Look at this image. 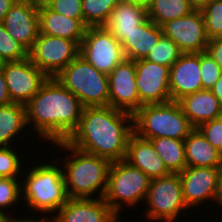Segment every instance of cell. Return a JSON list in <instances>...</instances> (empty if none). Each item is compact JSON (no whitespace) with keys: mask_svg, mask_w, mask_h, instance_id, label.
<instances>
[{"mask_svg":"<svg viewBox=\"0 0 222 222\" xmlns=\"http://www.w3.org/2000/svg\"><path fill=\"white\" fill-rule=\"evenodd\" d=\"M125 160L132 166L139 168L150 179L164 177L170 174L151 141L138 136L134 132L128 141Z\"/></svg>","mask_w":222,"mask_h":222,"instance_id":"19","label":"cell"},{"mask_svg":"<svg viewBox=\"0 0 222 222\" xmlns=\"http://www.w3.org/2000/svg\"><path fill=\"white\" fill-rule=\"evenodd\" d=\"M63 151L71 154L61 163L64 183L69 198H104L108 184L111 161L92 155L70 145L67 141L55 142ZM70 157V158H69ZM65 168V169H64ZM99 191V192H98ZM98 192V193H97Z\"/></svg>","mask_w":222,"mask_h":222,"instance_id":"3","label":"cell"},{"mask_svg":"<svg viewBox=\"0 0 222 222\" xmlns=\"http://www.w3.org/2000/svg\"><path fill=\"white\" fill-rule=\"evenodd\" d=\"M178 46L167 36L163 35L157 41L156 46L148 54L145 60L158 65L171 67L181 56Z\"/></svg>","mask_w":222,"mask_h":222,"instance_id":"29","label":"cell"},{"mask_svg":"<svg viewBox=\"0 0 222 222\" xmlns=\"http://www.w3.org/2000/svg\"><path fill=\"white\" fill-rule=\"evenodd\" d=\"M221 168L186 167L179 173L183 200L188 209L210 200L214 202Z\"/></svg>","mask_w":222,"mask_h":222,"instance_id":"15","label":"cell"},{"mask_svg":"<svg viewBox=\"0 0 222 222\" xmlns=\"http://www.w3.org/2000/svg\"><path fill=\"white\" fill-rule=\"evenodd\" d=\"M135 81V61L125 58L108 75L109 106L133 115L142 106Z\"/></svg>","mask_w":222,"mask_h":222,"instance_id":"14","label":"cell"},{"mask_svg":"<svg viewBox=\"0 0 222 222\" xmlns=\"http://www.w3.org/2000/svg\"><path fill=\"white\" fill-rule=\"evenodd\" d=\"M134 133L144 139L184 140L195 128L176 101L142 105L133 114Z\"/></svg>","mask_w":222,"mask_h":222,"instance_id":"5","label":"cell"},{"mask_svg":"<svg viewBox=\"0 0 222 222\" xmlns=\"http://www.w3.org/2000/svg\"><path fill=\"white\" fill-rule=\"evenodd\" d=\"M12 103L8 87L5 81L4 73L0 70V105H6Z\"/></svg>","mask_w":222,"mask_h":222,"instance_id":"38","label":"cell"},{"mask_svg":"<svg viewBox=\"0 0 222 222\" xmlns=\"http://www.w3.org/2000/svg\"><path fill=\"white\" fill-rule=\"evenodd\" d=\"M27 127L26 106L20 103L0 105V146H10Z\"/></svg>","mask_w":222,"mask_h":222,"instance_id":"25","label":"cell"},{"mask_svg":"<svg viewBox=\"0 0 222 222\" xmlns=\"http://www.w3.org/2000/svg\"><path fill=\"white\" fill-rule=\"evenodd\" d=\"M187 167L222 168V153L195 128L185 139Z\"/></svg>","mask_w":222,"mask_h":222,"instance_id":"24","label":"cell"},{"mask_svg":"<svg viewBox=\"0 0 222 222\" xmlns=\"http://www.w3.org/2000/svg\"><path fill=\"white\" fill-rule=\"evenodd\" d=\"M147 18L145 8L120 0L104 27L121 43Z\"/></svg>","mask_w":222,"mask_h":222,"instance_id":"22","label":"cell"},{"mask_svg":"<svg viewBox=\"0 0 222 222\" xmlns=\"http://www.w3.org/2000/svg\"><path fill=\"white\" fill-rule=\"evenodd\" d=\"M150 183L145 173L125 159L114 161L109 169L104 200L119 216L122 206L136 207L146 199Z\"/></svg>","mask_w":222,"mask_h":222,"instance_id":"7","label":"cell"},{"mask_svg":"<svg viewBox=\"0 0 222 222\" xmlns=\"http://www.w3.org/2000/svg\"><path fill=\"white\" fill-rule=\"evenodd\" d=\"M48 217L46 216V217H44V215H42L40 218H38V219H34V217L33 218H30V217H28V218H26V216H25V218L23 219V218H18V216L17 217H15V219H14V221L13 222H54V220H53V217H52V215H51V220H50V218H48ZM47 219V220H46Z\"/></svg>","mask_w":222,"mask_h":222,"instance_id":"41","label":"cell"},{"mask_svg":"<svg viewBox=\"0 0 222 222\" xmlns=\"http://www.w3.org/2000/svg\"><path fill=\"white\" fill-rule=\"evenodd\" d=\"M79 53L75 41L39 34L28 57L47 77H56Z\"/></svg>","mask_w":222,"mask_h":222,"instance_id":"10","label":"cell"},{"mask_svg":"<svg viewBox=\"0 0 222 222\" xmlns=\"http://www.w3.org/2000/svg\"><path fill=\"white\" fill-rule=\"evenodd\" d=\"M37 9L42 7H49L55 0H27Z\"/></svg>","mask_w":222,"mask_h":222,"instance_id":"43","label":"cell"},{"mask_svg":"<svg viewBox=\"0 0 222 222\" xmlns=\"http://www.w3.org/2000/svg\"><path fill=\"white\" fill-rule=\"evenodd\" d=\"M205 52L222 68V38L210 39Z\"/></svg>","mask_w":222,"mask_h":222,"instance_id":"37","label":"cell"},{"mask_svg":"<svg viewBox=\"0 0 222 222\" xmlns=\"http://www.w3.org/2000/svg\"><path fill=\"white\" fill-rule=\"evenodd\" d=\"M4 61H3V59L0 57V70L2 69V67L4 66Z\"/></svg>","mask_w":222,"mask_h":222,"instance_id":"47","label":"cell"},{"mask_svg":"<svg viewBox=\"0 0 222 222\" xmlns=\"http://www.w3.org/2000/svg\"><path fill=\"white\" fill-rule=\"evenodd\" d=\"M8 34L28 52L39 37L38 9L27 0H18L3 20Z\"/></svg>","mask_w":222,"mask_h":222,"instance_id":"16","label":"cell"},{"mask_svg":"<svg viewBox=\"0 0 222 222\" xmlns=\"http://www.w3.org/2000/svg\"><path fill=\"white\" fill-rule=\"evenodd\" d=\"M163 35L169 37L182 53L205 52L209 38L201 9L169 21L161 26Z\"/></svg>","mask_w":222,"mask_h":222,"instance_id":"11","label":"cell"},{"mask_svg":"<svg viewBox=\"0 0 222 222\" xmlns=\"http://www.w3.org/2000/svg\"><path fill=\"white\" fill-rule=\"evenodd\" d=\"M21 194V182L18 177H0V212L7 214V209L19 203Z\"/></svg>","mask_w":222,"mask_h":222,"instance_id":"32","label":"cell"},{"mask_svg":"<svg viewBox=\"0 0 222 222\" xmlns=\"http://www.w3.org/2000/svg\"><path fill=\"white\" fill-rule=\"evenodd\" d=\"M84 107L109 106L108 75L78 55L55 77Z\"/></svg>","mask_w":222,"mask_h":222,"instance_id":"6","label":"cell"},{"mask_svg":"<svg viewBox=\"0 0 222 222\" xmlns=\"http://www.w3.org/2000/svg\"><path fill=\"white\" fill-rule=\"evenodd\" d=\"M49 8L65 17L79 19L84 24L82 0H55Z\"/></svg>","mask_w":222,"mask_h":222,"instance_id":"36","label":"cell"},{"mask_svg":"<svg viewBox=\"0 0 222 222\" xmlns=\"http://www.w3.org/2000/svg\"><path fill=\"white\" fill-rule=\"evenodd\" d=\"M212 1H215V0H196V8H201L203 7L205 4L209 3V2H212Z\"/></svg>","mask_w":222,"mask_h":222,"instance_id":"46","label":"cell"},{"mask_svg":"<svg viewBox=\"0 0 222 222\" xmlns=\"http://www.w3.org/2000/svg\"><path fill=\"white\" fill-rule=\"evenodd\" d=\"M210 90L219 99L222 105V76L216 81L215 85Z\"/></svg>","mask_w":222,"mask_h":222,"instance_id":"42","label":"cell"},{"mask_svg":"<svg viewBox=\"0 0 222 222\" xmlns=\"http://www.w3.org/2000/svg\"><path fill=\"white\" fill-rule=\"evenodd\" d=\"M125 2L131 3L133 5H137L145 8L146 10L149 8L152 0H124Z\"/></svg>","mask_w":222,"mask_h":222,"instance_id":"44","label":"cell"},{"mask_svg":"<svg viewBox=\"0 0 222 222\" xmlns=\"http://www.w3.org/2000/svg\"><path fill=\"white\" fill-rule=\"evenodd\" d=\"M52 217L54 222H118L120 220V216L109 207L104 198H69Z\"/></svg>","mask_w":222,"mask_h":222,"instance_id":"17","label":"cell"},{"mask_svg":"<svg viewBox=\"0 0 222 222\" xmlns=\"http://www.w3.org/2000/svg\"><path fill=\"white\" fill-rule=\"evenodd\" d=\"M171 101L202 90L200 53H182L170 67Z\"/></svg>","mask_w":222,"mask_h":222,"instance_id":"18","label":"cell"},{"mask_svg":"<svg viewBox=\"0 0 222 222\" xmlns=\"http://www.w3.org/2000/svg\"><path fill=\"white\" fill-rule=\"evenodd\" d=\"M120 0H82L84 25L86 27L104 26Z\"/></svg>","mask_w":222,"mask_h":222,"instance_id":"28","label":"cell"},{"mask_svg":"<svg viewBox=\"0 0 222 222\" xmlns=\"http://www.w3.org/2000/svg\"><path fill=\"white\" fill-rule=\"evenodd\" d=\"M215 203H217L220 207V210L222 208V168L220 169L219 175H218V181H217V191L215 195Z\"/></svg>","mask_w":222,"mask_h":222,"instance_id":"40","label":"cell"},{"mask_svg":"<svg viewBox=\"0 0 222 222\" xmlns=\"http://www.w3.org/2000/svg\"><path fill=\"white\" fill-rule=\"evenodd\" d=\"M196 8L189 0H152L147 17L157 26L186 16Z\"/></svg>","mask_w":222,"mask_h":222,"instance_id":"27","label":"cell"},{"mask_svg":"<svg viewBox=\"0 0 222 222\" xmlns=\"http://www.w3.org/2000/svg\"><path fill=\"white\" fill-rule=\"evenodd\" d=\"M136 87L142 105L171 101L170 67L140 59L135 61Z\"/></svg>","mask_w":222,"mask_h":222,"instance_id":"13","label":"cell"},{"mask_svg":"<svg viewBox=\"0 0 222 222\" xmlns=\"http://www.w3.org/2000/svg\"><path fill=\"white\" fill-rule=\"evenodd\" d=\"M79 55L107 75L125 59L121 43L104 26L86 28Z\"/></svg>","mask_w":222,"mask_h":222,"instance_id":"9","label":"cell"},{"mask_svg":"<svg viewBox=\"0 0 222 222\" xmlns=\"http://www.w3.org/2000/svg\"><path fill=\"white\" fill-rule=\"evenodd\" d=\"M144 202L148 206L144 211L147 220L175 222L178 215L188 209L183 200L179 173L151 179Z\"/></svg>","mask_w":222,"mask_h":222,"instance_id":"8","label":"cell"},{"mask_svg":"<svg viewBox=\"0 0 222 222\" xmlns=\"http://www.w3.org/2000/svg\"><path fill=\"white\" fill-rule=\"evenodd\" d=\"M177 102L194 128L222 116V105L211 90L202 89Z\"/></svg>","mask_w":222,"mask_h":222,"instance_id":"20","label":"cell"},{"mask_svg":"<svg viewBox=\"0 0 222 222\" xmlns=\"http://www.w3.org/2000/svg\"><path fill=\"white\" fill-rule=\"evenodd\" d=\"M190 2H192L196 8V0H189Z\"/></svg>","mask_w":222,"mask_h":222,"instance_id":"48","label":"cell"},{"mask_svg":"<svg viewBox=\"0 0 222 222\" xmlns=\"http://www.w3.org/2000/svg\"><path fill=\"white\" fill-rule=\"evenodd\" d=\"M12 102L25 105L48 77L27 57L21 61L5 62L2 67Z\"/></svg>","mask_w":222,"mask_h":222,"instance_id":"12","label":"cell"},{"mask_svg":"<svg viewBox=\"0 0 222 222\" xmlns=\"http://www.w3.org/2000/svg\"><path fill=\"white\" fill-rule=\"evenodd\" d=\"M197 129L214 148L222 153V116L201 124Z\"/></svg>","mask_w":222,"mask_h":222,"instance_id":"35","label":"cell"},{"mask_svg":"<svg viewBox=\"0 0 222 222\" xmlns=\"http://www.w3.org/2000/svg\"><path fill=\"white\" fill-rule=\"evenodd\" d=\"M11 215L10 217V214H5L3 212H0V222H13L15 217Z\"/></svg>","mask_w":222,"mask_h":222,"instance_id":"45","label":"cell"},{"mask_svg":"<svg viewBox=\"0 0 222 222\" xmlns=\"http://www.w3.org/2000/svg\"><path fill=\"white\" fill-rule=\"evenodd\" d=\"M25 106L28 127L33 126L37 136L53 144L66 141L72 135L84 108L55 77H48Z\"/></svg>","mask_w":222,"mask_h":222,"instance_id":"2","label":"cell"},{"mask_svg":"<svg viewBox=\"0 0 222 222\" xmlns=\"http://www.w3.org/2000/svg\"><path fill=\"white\" fill-rule=\"evenodd\" d=\"M18 0H0V23L3 22L4 17L8 13L9 9L17 2Z\"/></svg>","mask_w":222,"mask_h":222,"instance_id":"39","label":"cell"},{"mask_svg":"<svg viewBox=\"0 0 222 222\" xmlns=\"http://www.w3.org/2000/svg\"><path fill=\"white\" fill-rule=\"evenodd\" d=\"M0 57L4 62L21 61L28 57V51L13 39L0 23Z\"/></svg>","mask_w":222,"mask_h":222,"instance_id":"31","label":"cell"},{"mask_svg":"<svg viewBox=\"0 0 222 222\" xmlns=\"http://www.w3.org/2000/svg\"><path fill=\"white\" fill-rule=\"evenodd\" d=\"M200 72L202 88L210 90L222 76V68L206 52L200 53Z\"/></svg>","mask_w":222,"mask_h":222,"instance_id":"34","label":"cell"},{"mask_svg":"<svg viewBox=\"0 0 222 222\" xmlns=\"http://www.w3.org/2000/svg\"><path fill=\"white\" fill-rule=\"evenodd\" d=\"M12 146H0V177H20L24 166L20 156ZM21 172V173H20Z\"/></svg>","mask_w":222,"mask_h":222,"instance_id":"33","label":"cell"},{"mask_svg":"<svg viewBox=\"0 0 222 222\" xmlns=\"http://www.w3.org/2000/svg\"><path fill=\"white\" fill-rule=\"evenodd\" d=\"M133 129V115L111 106L84 107L78 128L66 140L80 151L111 162L124 160Z\"/></svg>","mask_w":222,"mask_h":222,"instance_id":"1","label":"cell"},{"mask_svg":"<svg viewBox=\"0 0 222 222\" xmlns=\"http://www.w3.org/2000/svg\"><path fill=\"white\" fill-rule=\"evenodd\" d=\"M162 34L161 27L147 18L121 42L125 58L133 61L145 59Z\"/></svg>","mask_w":222,"mask_h":222,"instance_id":"23","label":"cell"},{"mask_svg":"<svg viewBox=\"0 0 222 222\" xmlns=\"http://www.w3.org/2000/svg\"><path fill=\"white\" fill-rule=\"evenodd\" d=\"M42 163V164H41ZM27 171L23 170L25 177H21V199H24L30 210L48 214L55 213L69 199L64 183L62 167L53 162H41ZM24 172H26L24 174ZM26 178V179H25ZM32 208V209H31Z\"/></svg>","mask_w":222,"mask_h":222,"instance_id":"4","label":"cell"},{"mask_svg":"<svg viewBox=\"0 0 222 222\" xmlns=\"http://www.w3.org/2000/svg\"><path fill=\"white\" fill-rule=\"evenodd\" d=\"M150 141L170 173H181L187 167L184 140L159 137Z\"/></svg>","mask_w":222,"mask_h":222,"instance_id":"26","label":"cell"},{"mask_svg":"<svg viewBox=\"0 0 222 222\" xmlns=\"http://www.w3.org/2000/svg\"><path fill=\"white\" fill-rule=\"evenodd\" d=\"M207 37L210 39L222 38V0H215L200 8Z\"/></svg>","mask_w":222,"mask_h":222,"instance_id":"30","label":"cell"},{"mask_svg":"<svg viewBox=\"0 0 222 222\" xmlns=\"http://www.w3.org/2000/svg\"><path fill=\"white\" fill-rule=\"evenodd\" d=\"M40 34L75 41L79 46L86 26L79 19L65 17L49 7L38 9Z\"/></svg>","mask_w":222,"mask_h":222,"instance_id":"21","label":"cell"}]
</instances>
